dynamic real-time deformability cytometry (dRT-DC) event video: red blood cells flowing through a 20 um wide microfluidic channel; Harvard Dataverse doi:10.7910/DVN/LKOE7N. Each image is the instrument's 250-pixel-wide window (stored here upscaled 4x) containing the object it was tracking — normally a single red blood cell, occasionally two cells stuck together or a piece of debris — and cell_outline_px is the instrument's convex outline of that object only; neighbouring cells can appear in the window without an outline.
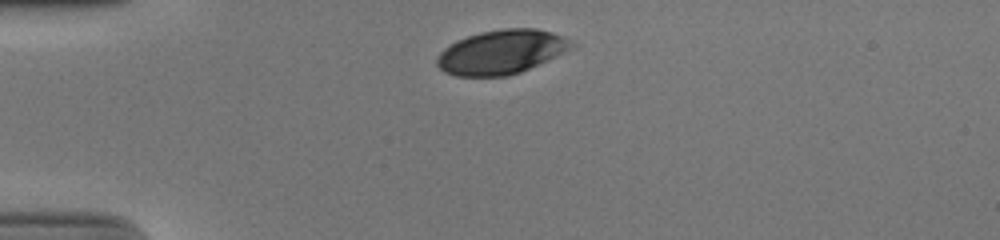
{"species": "human", "species_latin": "Homo sapiens", "temperature_condition": "cold", "stored_images_in_passage": 32, "camera_frame_rate_fps": 3000, "um_per_image_px": 0.085, "donor": {"sex": "male"}, "frame": {"image": 1, "passage_image": 1, "time_ms": 0.0, "image_size_px": [1000, 240], "cell_outline_px": [[576, 44], [572, 48], [548, 60], [520, 72], [508, 76], [456, 76], [444, 72], [436, 64], [436, 56], [444, 48], [456, 40], [480, 32], [504, 28], [536, 28], [552, 32], [572, 40]], "centroid_in_image_um": [42.61, 4.41], "position_along_channel_um": 42.4, "area_um2": 34.74}}
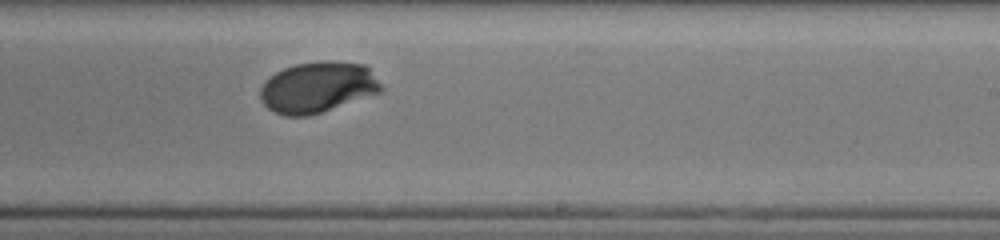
{"frame": {"image": 2, "passage_image": 21, "time_ms": 6.667, "image_size_px": [1000, 240], "cell_outline_px": [[384, 88], [380, 92], [308, 116], [284, 116], [268, 108], [260, 100], [260, 88], [264, 80], [276, 72], [284, 68], [296, 64], [320, 60], [332, 60], [364, 64], [368, 68]], "centroid_in_image_um": [26.97, 7.4], "position_along_channel_um": 262.0, "area_um2": 35.78}}
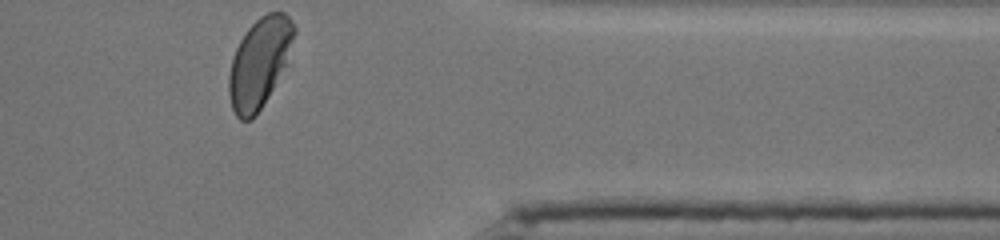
{"frame": {"image": 3, "passage_image": 32, "time_ms": 10.333, "image_size_px": [1000, 240], "cell_outline_px": [[296, 32], [284, 64], [268, 96], [256, 116], [252, 120], [240, 120], [236, 116], [232, 108], [228, 92], [228, 76], [232, 56], [240, 40], [248, 28], [260, 16], [268, 12], [284, 12], [292, 20], [296, 28]], "centroid_in_image_um": [22.01, 5.33], "position_along_channel_um": 389.4, "area_um2": 33.58}, "authors_computed_cell_mechanics": {"area_um2": 36.0094, "velocity_mm_per_s": 3.8258, "shape_relaxation_time_tau1_ms": 2.7897, "shape_relaxation_time_tau2_ms": null, "deformation_change_tau1": 0.1462, "deformation_change_tau2": null}}